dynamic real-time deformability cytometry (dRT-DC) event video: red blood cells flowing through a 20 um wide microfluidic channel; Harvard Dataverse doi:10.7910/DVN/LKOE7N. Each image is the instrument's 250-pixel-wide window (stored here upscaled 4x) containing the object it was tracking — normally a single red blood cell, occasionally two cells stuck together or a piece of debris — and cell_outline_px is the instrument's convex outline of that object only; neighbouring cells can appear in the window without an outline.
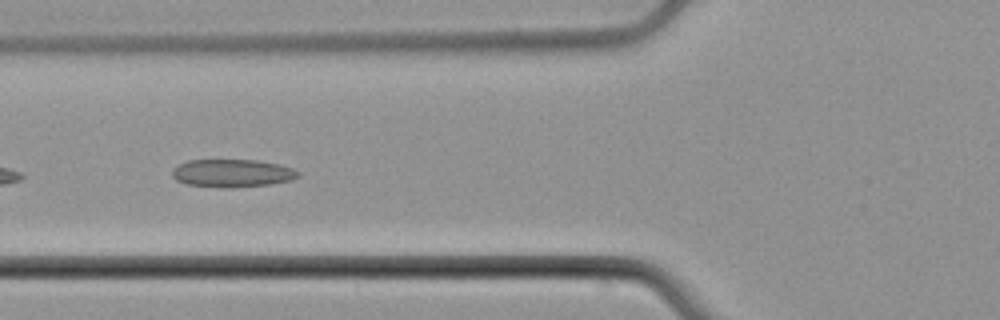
{"species": "common noctule bat (a hibernating species)", "species_latin": "Nyctalus noctula", "temperature_condition": "cold", "stored_images_in_passage": 8, "camera_frame_rate_fps": 3000, "um_per_image_px": 0.085, "animal": {"sex": "male", "body_mass_g": 21.5, "forearm_length_mm": 52.0}, "frame": {"image": 1, "passage_image": 6, "time_ms": 6.333, "image_size_px": [1000, 320], "cell_outline_px": [[300, 176], [292, 180], [268, 184], [232, 188], [224, 188], [188, 184], [176, 180], [172, 176], [172, 168], [188, 160], [256, 160], [280, 164], [292, 168], [300, 172]], "centroid_in_image_um": [19.75, 14.72], "position_along_channel_um": 106.0, "area_um2": 20.52}}
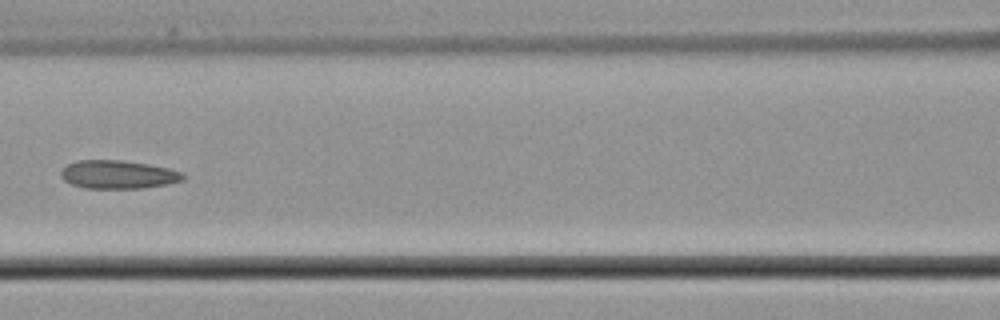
{"frame": {"image": 2, "passage_image": 7, "time_ms": 7.667, "image_size_px": [1000, 320], "cell_outline_px": [[184, 180], [168, 184], [140, 188], [84, 188], [72, 184], [64, 180], [60, 176], [60, 172], [68, 164], [76, 160], [120, 160], [148, 164], [168, 168], [180, 172], [184, 176]], "centroid_in_image_um": [10.01, 14.83], "position_along_channel_um": 156.6, "area_um2": 20.06}}
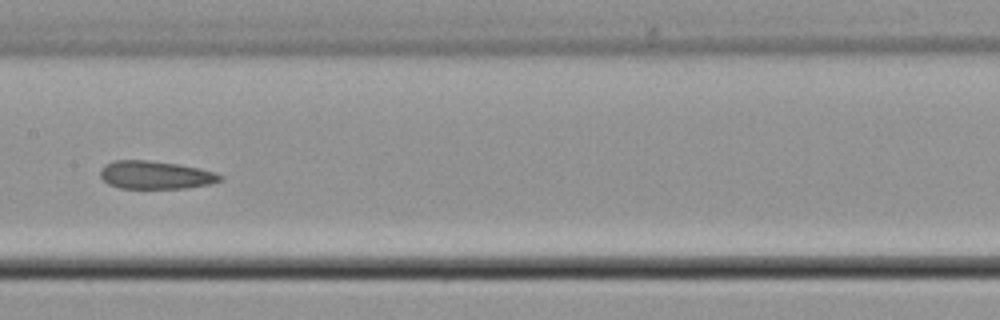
{"frame": {"image": 3, "passage_image": 8, "time_ms": 8.667, "image_size_px": [1000, 320], "cell_outline_px": [[224, 176], [220, 180], [212, 184], [188, 188], [120, 188], [108, 184], [100, 176], [100, 168], [104, 164], [112, 160], [148, 160], [176, 164], [200, 168], [216, 172]], "centroid_in_image_um": [13.21, 14.87], "position_along_channel_um": 194.2, "area_um2": 19.77}}